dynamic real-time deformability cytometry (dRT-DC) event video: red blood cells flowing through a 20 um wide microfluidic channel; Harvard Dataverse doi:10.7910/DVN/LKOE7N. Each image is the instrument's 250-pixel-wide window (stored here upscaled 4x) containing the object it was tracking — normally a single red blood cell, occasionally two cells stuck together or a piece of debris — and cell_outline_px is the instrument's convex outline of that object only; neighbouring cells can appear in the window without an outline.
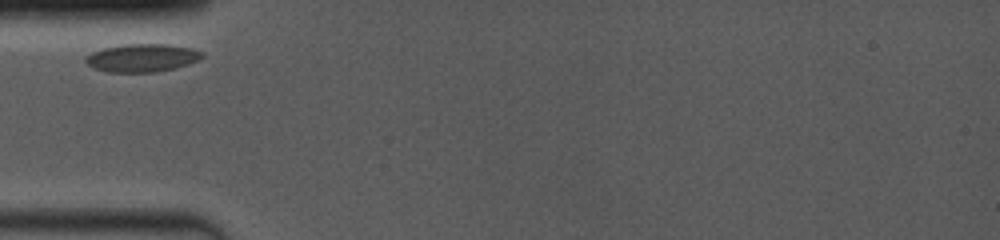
{"species": "common noctule bat (a hibernating species)", "species_latin": "Nyctalus noctula", "temperature_condition": "room temperature", "stored_images_in_passage": 2, "camera_frame_rate_fps": 4000, "um_per_image_px": 0.085, "animal": {"sex": "female", "body_mass_g": 19.0, "forearm_length_mm": 53.3}, "frame": {"image": 1, "passage_image": 1, "time_ms": 0.0, "image_size_px": [1000, 240], "cell_outline_px": [[204, 56], [200, 60], [176, 68], [156, 72], [108, 72], [92, 68], [84, 60], [84, 56], [92, 52], [104, 48], [124, 44], [168, 44], [192, 48], [204, 52]], "centroid_in_image_um": [12.09, 4.92], "position_along_channel_um": 72.9, "area_um2": 19.25}}